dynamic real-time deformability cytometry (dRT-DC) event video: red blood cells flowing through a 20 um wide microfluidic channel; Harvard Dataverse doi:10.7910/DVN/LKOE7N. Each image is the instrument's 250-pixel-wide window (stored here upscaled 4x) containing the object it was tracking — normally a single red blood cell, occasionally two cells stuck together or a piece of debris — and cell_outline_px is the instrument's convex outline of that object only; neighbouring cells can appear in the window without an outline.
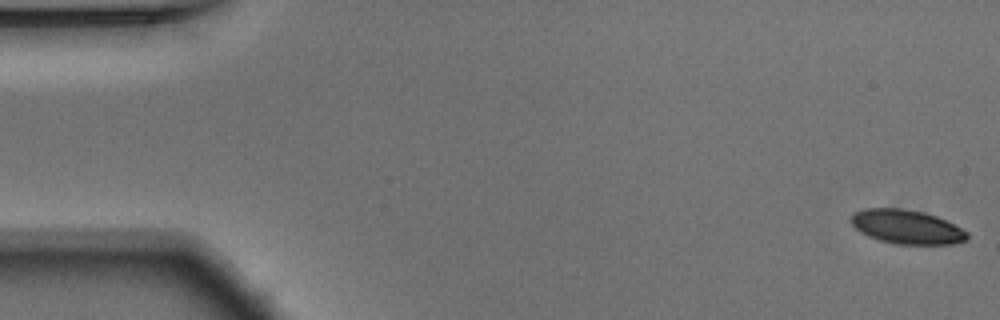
{"species": "Egyptian fruit bat (a non-hibernating species)", "species_latin": "Rousettus aegyptiacus", "temperature_condition": "warm", "stored_images_in_passage": 54, "camera_frame_rate_fps": 3000, "um_per_image_px": 0.085, "animal": {"sex": "male"}, "frame": {"image": 1, "passage_image": 1, "time_ms": 0.0, "image_size_px": [1000, 320], "cell_outline_px": [[968, 236], [964, 240], [952, 244], [896, 244], [880, 240], [868, 236], [860, 232], [852, 224], [852, 212], [864, 208], [904, 208], [924, 212], [936, 216], [968, 232]], "centroid_in_image_um": [77.03, 19.27], "position_along_channel_um": 8.0, "area_um2": 22.89}}
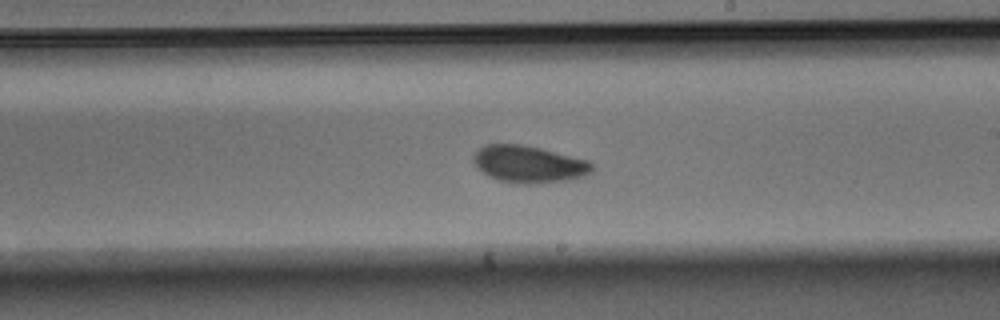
{"frame": {"image": 2, "passage_image": 31, "time_ms": 10.0, "image_size_px": [1000, 320], "cell_outline_px": [[592, 172], [584, 176], [572, 180], [528, 184], [512, 184], [488, 176], [476, 168], [472, 160], [472, 156], [484, 144], [520, 144], [540, 148], [588, 160], [592, 164]], "centroid_in_image_um": [44.92, 13.97], "position_along_channel_um": 244.1, "area_um2": 25.84}}
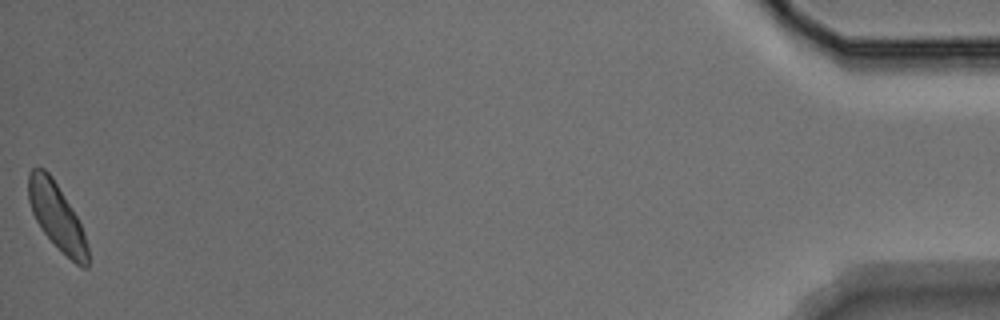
{"frame": {"image": 3, "passage_image": 54, "time_ms": 17.667, "image_size_px": [1000, 320], "cell_outline_px": [[88, 268], [84, 268], [76, 264], [44, 232], [36, 220], [32, 212], [28, 200], [28, 172], [32, 168], [44, 168], [52, 176], [76, 216], [84, 232], [88, 248]], "centroid_in_image_um": [4.81, 18.36], "position_along_channel_um": 430.4, "area_um2": 22.43}, "authors_computed_cell_mechanics": {"area_um2": 24.3627, "velocity_mm_per_s": 3.719, "shape_relaxation_time_tau1_ms": 2.3641, "shape_relaxation_time_tau2_ms": 4.048, "deformation_change_tau1": 0.0865, "deformation_change_tau2": 0.0816}}